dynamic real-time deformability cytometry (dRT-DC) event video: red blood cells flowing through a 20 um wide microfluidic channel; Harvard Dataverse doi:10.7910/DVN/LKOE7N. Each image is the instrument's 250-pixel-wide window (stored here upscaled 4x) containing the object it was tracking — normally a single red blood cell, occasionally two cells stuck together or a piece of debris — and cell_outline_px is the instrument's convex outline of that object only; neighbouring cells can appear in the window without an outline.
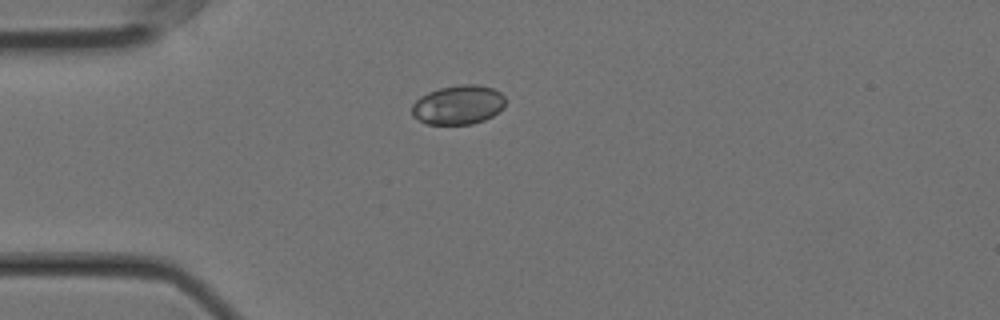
{"species": "Egyptian fruit bat (a non-hibernating species)", "species_latin": "Rousettus aegyptiacus", "temperature_condition": "cold", "stored_images_in_passage": 43, "camera_frame_rate_fps": 3000, "um_per_image_px": 0.085, "animal": {"sex": "female"}, "frame": {"image": 1, "passage_image": 1, "time_ms": 0.0, "image_size_px": [1000, 320], "cell_outline_px": [[504, 108], [492, 116], [484, 120], [472, 124], [428, 124], [412, 116], [412, 104], [420, 96], [428, 92], [440, 88], [460, 84], [476, 84], [492, 88], [500, 92], [504, 96]], "centroid_in_image_um": [38.95, 8.91], "position_along_channel_um": 46.1, "area_um2": 21.39}}
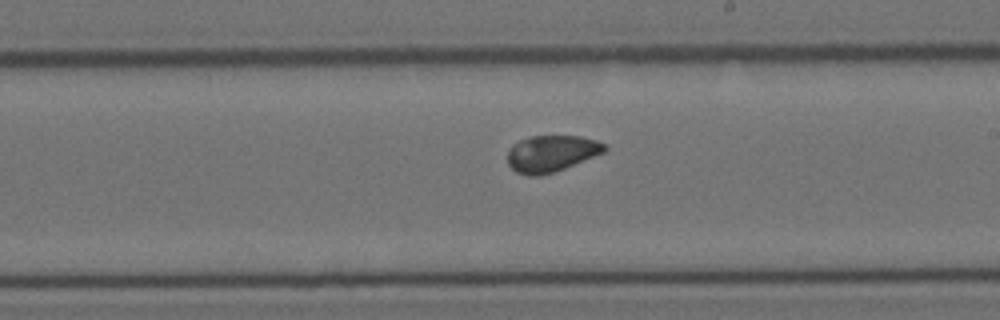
{"frame": {"image": 2, "passage_image": 19, "time_ms": 6.0, "image_size_px": [1000, 320], "cell_outline_px": [[608, 148], [604, 152], [564, 168], [540, 176], [528, 176], [516, 172], [508, 164], [508, 152], [512, 144], [528, 136], [580, 136], [596, 140], [604, 144]], "centroid_in_image_um": [46.84, 13.04], "position_along_channel_um": 242.2, "area_um2": 20.52}}
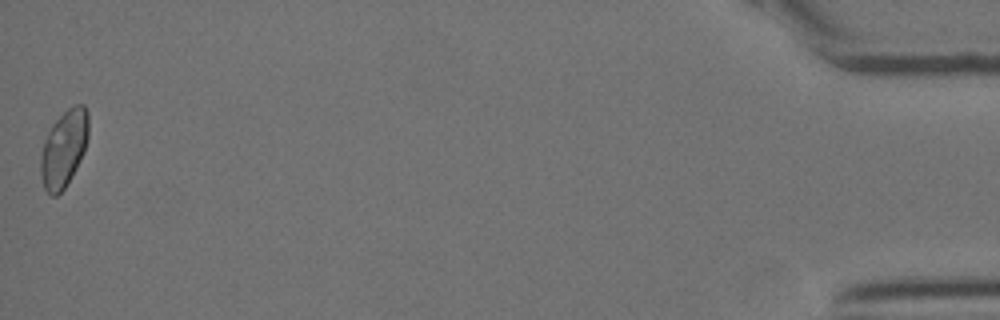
{"frame": {"image": 3, "passage_image": 43, "time_ms": 14.0, "image_size_px": [1000, 320], "cell_outline_px": [[88, 136], [84, 152], [80, 160], [64, 188], [56, 196], [52, 196], [44, 188], [40, 172], [40, 156], [44, 140], [52, 124], [68, 108], [76, 104], [84, 104], [88, 112]], "centroid_in_image_um": [5.42, 12.6], "position_along_channel_um": 429.8, "area_um2": 21.27}, "authors_computed_cell_mechanics": {"area_um2": 20.808, "velocity_mm_per_s": 3.5378, "shape_relaxation_time_tau1_ms": 3.9767, "shape_relaxation_time_tau2_ms": 1.2438, "deformation_change_tau1": 0.0699, "deformation_change_tau2": 0.0413}}